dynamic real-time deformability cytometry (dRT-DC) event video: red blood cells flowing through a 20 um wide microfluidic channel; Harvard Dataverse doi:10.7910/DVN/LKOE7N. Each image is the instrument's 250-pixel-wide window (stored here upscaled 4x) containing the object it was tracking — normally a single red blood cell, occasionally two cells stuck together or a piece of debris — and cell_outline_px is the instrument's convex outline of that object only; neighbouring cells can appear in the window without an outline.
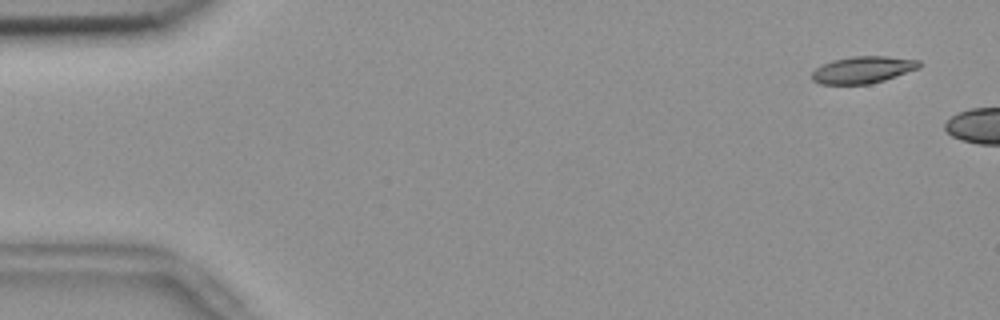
{"species": "common noctule bat (a hibernating species)", "species_latin": "Nyctalus noctula", "temperature_condition": "room temperature", "stored_images_in_passage": 8, "camera_frame_rate_fps": 3000, "um_per_image_px": 0.085, "animal": {"sex": "female", "body_mass_g": 18.4}, "frame": {"image": 1, "passage_image": 3, "time_ms": 0.667, "image_size_px": [1000, 320], "cell_outline_px": [[920, 68], [884, 80], [868, 84], [820, 84], [812, 80], [812, 72], [816, 68], [832, 60], [852, 56], [888, 56], [920, 60]], "centroid_in_image_um": [73.35, 5.92], "position_along_channel_um": 11.6, "area_um2": 16.82}}